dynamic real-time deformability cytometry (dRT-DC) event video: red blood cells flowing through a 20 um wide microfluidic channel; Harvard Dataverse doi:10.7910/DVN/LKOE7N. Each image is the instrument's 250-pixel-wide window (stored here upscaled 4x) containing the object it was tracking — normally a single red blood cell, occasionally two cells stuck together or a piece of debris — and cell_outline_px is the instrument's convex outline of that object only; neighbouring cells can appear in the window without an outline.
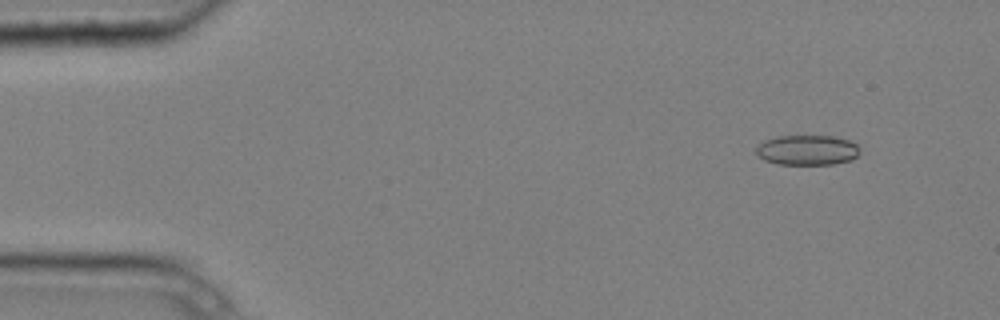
{"species": "common noctule bat (a hibernating species)", "species_latin": "Nyctalus noctula", "temperature_condition": "cold", "stored_images_in_passage": 6, "camera_frame_rate_fps": 3000, "um_per_image_px": 0.085, "animal": {"sex": "male", "body_mass_g": 20.4}, "frame": {"image": 1, "passage_image": 2, "time_ms": 0.333, "image_size_px": [1000, 320], "cell_outline_px": [[860, 152], [852, 160], [832, 164], [776, 164], [764, 160], [756, 156], [756, 148], [764, 140], [780, 136], [836, 136], [848, 140], [856, 144], [860, 148]], "centroid_in_image_um": [68.61, 12.76], "position_along_channel_um": 16.4, "area_um2": 18.26}}
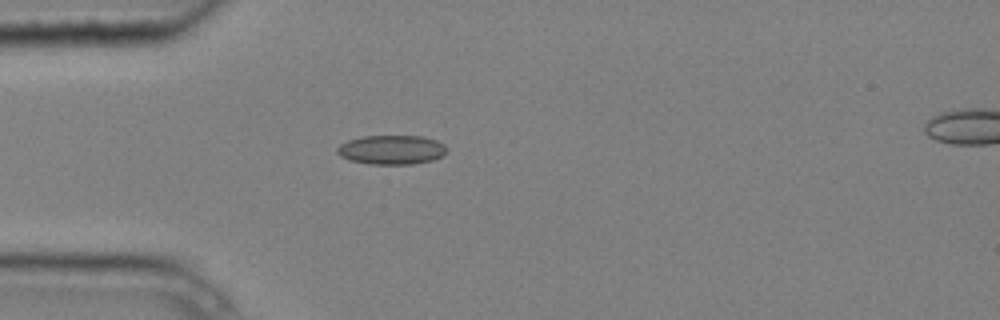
{"frame": {"image": 2, "passage_image": 5, "time_ms": 1.333, "image_size_px": [1000, 320], "cell_outline_px": [[448, 148], [444, 156], [432, 160], [412, 164], [368, 164], [348, 160], [340, 156], [336, 152], [336, 148], [340, 144], [348, 140], [360, 136], [424, 136], [436, 140], [444, 144]], "centroid_in_image_um": [33.28, 12.73], "position_along_channel_um": 51.7, "area_um2": 18.96}}